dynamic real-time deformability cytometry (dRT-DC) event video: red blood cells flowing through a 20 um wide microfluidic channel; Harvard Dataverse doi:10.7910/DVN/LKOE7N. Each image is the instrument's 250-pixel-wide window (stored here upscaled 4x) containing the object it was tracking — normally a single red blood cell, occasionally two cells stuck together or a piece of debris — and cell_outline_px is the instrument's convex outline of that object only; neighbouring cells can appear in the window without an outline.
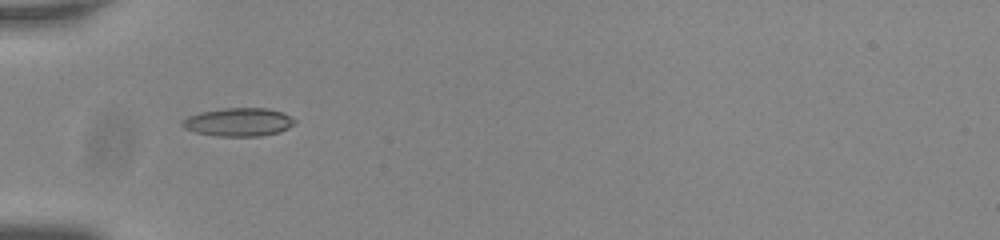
{"species": "common noctule bat (a hibernating species)", "species_latin": "Nyctalus noctula", "temperature_condition": "room temperature", "stored_images_in_passage": 37, "camera_frame_rate_fps": 3000, "um_per_image_px": 0.085, "animal": {"sex": "male", "body_mass_g": 20.0, "forearm_length_mm": 53.3}, "frame": {"image": 1, "passage_image": 1, "time_ms": 0.0, "image_size_px": [1000, 240], "cell_outline_px": [[296, 124], [280, 132], [260, 136], [220, 136], [196, 132], [184, 128], [180, 124], [180, 120], [188, 116], [200, 112], [224, 108], [268, 108], [280, 112], [296, 120]], "centroid_in_image_um": [20.26, 10.38], "position_along_channel_um": 64.7, "area_um2": 18.55}}
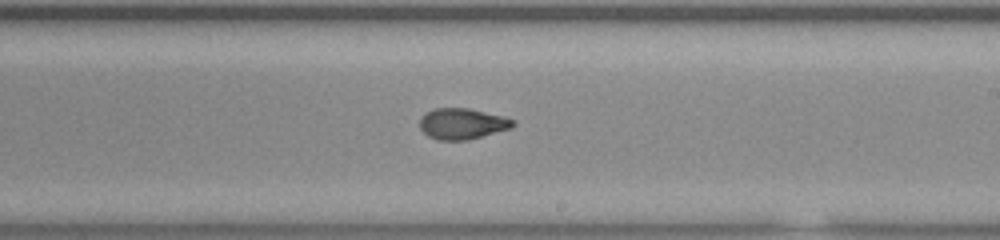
{"frame": {"image": 2, "passage_image": 16, "time_ms": 5.0, "image_size_px": [1000, 240], "cell_outline_px": [[516, 124], [512, 128], [468, 140], [436, 140], [428, 136], [420, 128], [420, 116], [424, 112], [432, 108], [468, 108], [504, 116], [516, 120]], "centroid_in_image_um": [39.29, 10.51], "position_along_channel_um": 249.7, "area_um2": 17.11}}
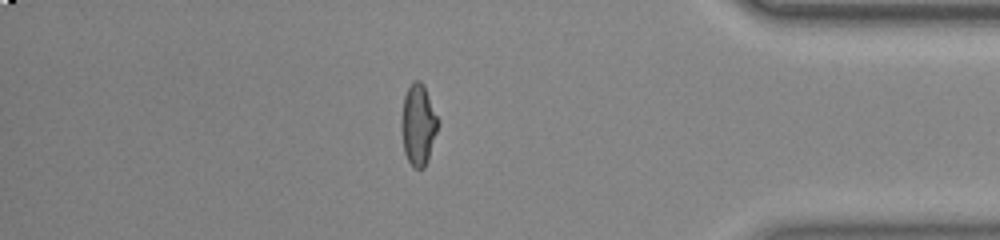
{"frame": {"image": 3, "passage_image": 30, "time_ms": 9.667, "image_size_px": [1000, 240], "cell_outline_px": [[440, 120], [428, 160], [424, 168], [416, 168], [408, 160], [404, 152], [404, 96], [408, 88], [416, 80], [420, 80], [424, 84]], "centroid_in_image_um": [35.63, 10.58], "position_along_channel_um": 399.6, "area_um2": 16.59}, "authors_computed_cell_mechanics": {"area_um2": 17.1088, "velocity_mm_per_s": 3.7796, "shape_relaxation_time_tau1_ms": null, "shape_relaxation_time_tau2_ms": 1.3284, "deformation_change_tau1": null, "deformation_change_tau2": 0.0717}}